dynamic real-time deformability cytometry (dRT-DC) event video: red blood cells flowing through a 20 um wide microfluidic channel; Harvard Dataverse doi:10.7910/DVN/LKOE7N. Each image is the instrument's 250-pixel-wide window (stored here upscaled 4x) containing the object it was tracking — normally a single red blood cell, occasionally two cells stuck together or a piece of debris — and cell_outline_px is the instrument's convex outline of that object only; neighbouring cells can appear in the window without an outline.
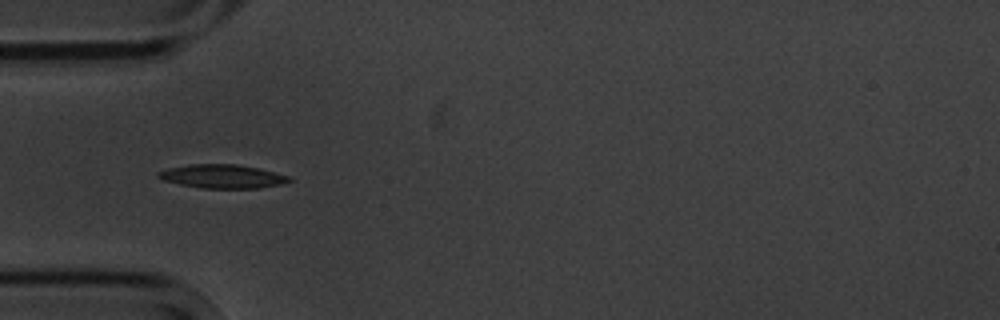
{"species": "common noctule bat (a hibernating species)", "species_latin": "Nyctalus noctula", "temperature_condition": "cold", "stored_images_in_passage": 8, "camera_frame_rate_fps": 3000, "um_per_image_px": 0.085, "animal": {"sex": "male", "body_mass_g": 20.1, "forearm_length_mm": 53.5}, "frame": {"image": 1, "passage_image": 4, "time_ms": 3.667, "image_size_px": [1000, 320], "cell_outline_px": [[292, 180], [280, 184], [256, 188], [204, 188], [180, 184], [164, 180], [156, 176], [156, 172], [168, 168], [188, 164], [236, 164], [260, 168], [288, 176]], "centroid_in_image_um": [18.86, 14.98], "position_along_channel_um": 66.1, "area_um2": 17.92}}
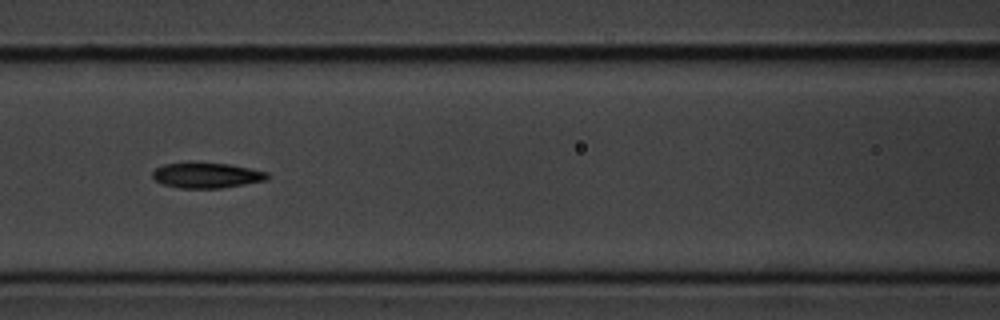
{"frame": {"image": 2, "passage_image": 6, "time_ms": 6.0, "image_size_px": [1000, 320], "cell_outline_px": [[272, 176], [268, 180], [220, 188], [180, 188], [164, 184], [156, 180], [152, 176], [152, 172], [156, 168], [164, 164], [188, 160], [196, 160], [228, 164], [268, 172]], "centroid_in_image_um": [17.56, 14.86], "position_along_channel_um": 149.0, "area_um2": 17.57}}
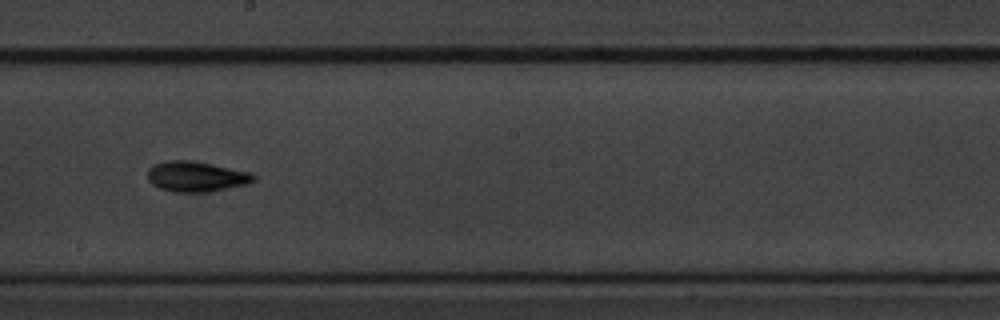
{"frame": {"image": 3, "passage_image": 8, "time_ms": 8.333, "image_size_px": [1000, 320], "cell_outline_px": [[256, 180], [248, 184], [208, 192], [172, 192], [160, 188], [152, 184], [148, 180], [148, 168], [152, 164], [164, 160], [188, 160], [252, 172], [256, 176]], "centroid_in_image_um": [16.66, 15.0], "position_along_channel_um": 231.5, "area_um2": 18.9}}